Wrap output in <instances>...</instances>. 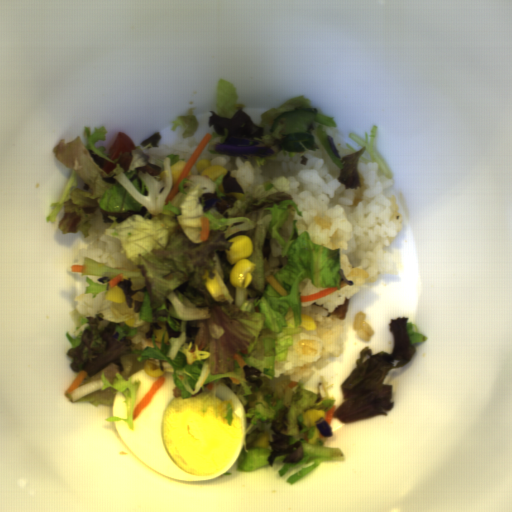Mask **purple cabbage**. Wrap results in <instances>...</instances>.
I'll list each match as a JSON object with an SVG mask.
<instances>
[{
	"instance_id": "c1f60e8f",
	"label": "purple cabbage",
	"mask_w": 512,
	"mask_h": 512,
	"mask_svg": "<svg viewBox=\"0 0 512 512\" xmlns=\"http://www.w3.org/2000/svg\"><path fill=\"white\" fill-rule=\"evenodd\" d=\"M215 151L224 156L235 155H256L259 157H270L275 154V151L268 146H230L225 144H216Z\"/></svg>"
},
{
	"instance_id": "f65ffa83",
	"label": "purple cabbage",
	"mask_w": 512,
	"mask_h": 512,
	"mask_svg": "<svg viewBox=\"0 0 512 512\" xmlns=\"http://www.w3.org/2000/svg\"><path fill=\"white\" fill-rule=\"evenodd\" d=\"M327 139H328L329 147L332 150V152L335 154V156L337 158L342 159L341 156L339 155V153L337 152L336 148H335L334 139H333L332 135H328Z\"/></svg>"
},
{
	"instance_id": "ea28d5fd",
	"label": "purple cabbage",
	"mask_w": 512,
	"mask_h": 512,
	"mask_svg": "<svg viewBox=\"0 0 512 512\" xmlns=\"http://www.w3.org/2000/svg\"><path fill=\"white\" fill-rule=\"evenodd\" d=\"M323 437H332L333 433L325 419L320 418L319 422L315 424Z\"/></svg>"
}]
</instances>
